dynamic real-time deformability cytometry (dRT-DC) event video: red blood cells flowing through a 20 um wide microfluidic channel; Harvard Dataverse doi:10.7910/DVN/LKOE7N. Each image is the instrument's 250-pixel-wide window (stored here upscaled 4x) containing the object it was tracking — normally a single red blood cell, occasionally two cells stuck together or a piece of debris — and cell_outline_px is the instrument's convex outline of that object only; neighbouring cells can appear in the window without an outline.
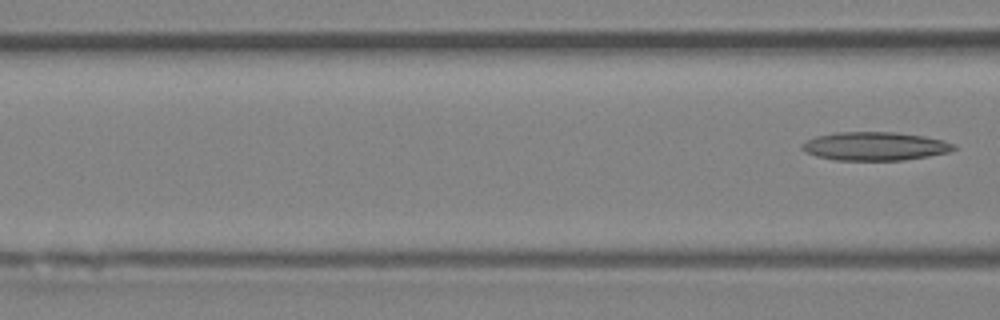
{"species": "Egyptian fruit bat (a non-hibernating species)", "species_latin": "Rousettus aegyptiacus", "temperature_condition": "room temperature", "stored_images_in_passage": 6, "segment_of_instrument_passage": [2, 2], "camera_frame_rate_fps": 3000, "um_per_image_px": 0.085, "animal": {"sex": "female"}, "frame": {"image": 1, "passage_image": 6, "time_ms": 6.333, "image_size_px": [1000, 320], "cell_outline_px": [[956, 148], [948, 152], [928, 156], [904, 160], [832, 160], [816, 156], [804, 152], [800, 148], [800, 144], [816, 136], [836, 132], [896, 132], [924, 136], [944, 140], [956, 144]], "centroid_in_image_um": [74.35, 12.43], "position_along_channel_um": 92.3, "area_um2": 25.37}}